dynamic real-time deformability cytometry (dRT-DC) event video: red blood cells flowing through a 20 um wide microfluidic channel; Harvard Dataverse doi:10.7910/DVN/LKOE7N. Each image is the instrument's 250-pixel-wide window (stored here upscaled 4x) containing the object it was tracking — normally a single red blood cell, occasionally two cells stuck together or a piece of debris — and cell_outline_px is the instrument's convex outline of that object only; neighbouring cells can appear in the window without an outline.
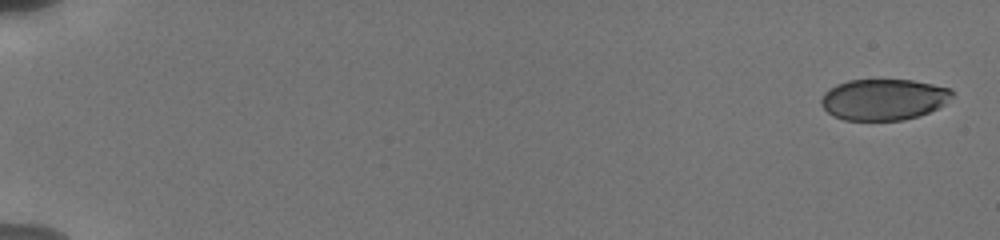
{"species": "human", "species_latin": "Homo sapiens", "temperature_condition": "cold", "stored_images_in_passage": 22, "camera_frame_rate_fps": 3000, "um_per_image_px": 0.085, "donor": {"sex": "male"}, "frame": {"image": 1, "passage_image": 1, "time_ms": 0.0, "image_size_px": [1000, 240], "cell_outline_px": [[956, 92], [944, 104], [928, 112], [904, 120], [844, 120], [832, 116], [820, 104], [820, 100], [824, 92], [828, 88], [836, 84], [848, 80], [912, 80], [952, 88]], "centroid_in_image_um": [75.08, 8.45], "position_along_channel_um": 9.9, "area_um2": 31.56}}
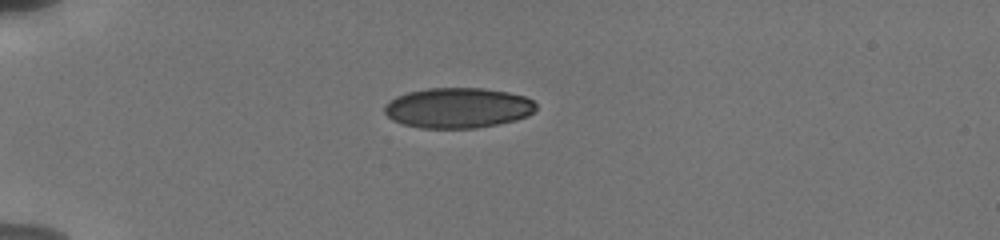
{"frame": {"image": 2, "passage_image": 15, "time_ms": 5.0, "image_size_px": [1000, 240], "cell_outline_px": [[536, 108], [528, 116], [516, 120], [476, 128], [420, 128], [404, 124], [392, 120], [384, 112], [384, 104], [388, 100], [396, 96], [408, 92], [428, 88], [484, 88], [508, 92], [524, 96], [532, 100], [536, 104]], "centroid_in_image_um": [38.9, 9.16], "position_along_channel_um": 46.1, "area_um2": 35.72}}
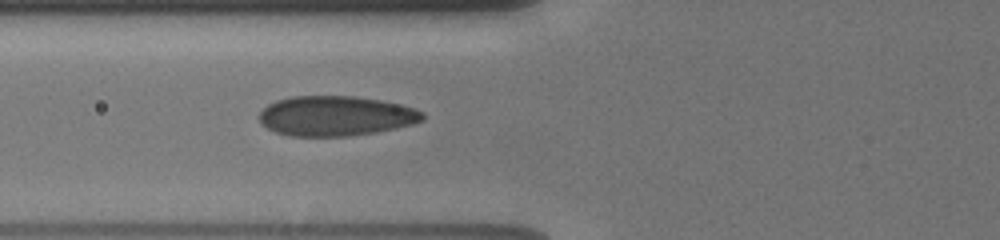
{"frame": {"image": 3, "passage_image": 22, "time_ms": 7.333, "image_size_px": [1000, 240], "cell_outline_px": [[424, 120], [412, 124], [396, 128], [376, 132], [348, 136], [292, 136], [276, 132], [260, 124], [260, 112], [268, 104], [276, 100], [292, 96], [356, 96], [380, 100], [400, 104], [424, 112]], "centroid_in_image_um": [28.54, 9.85], "position_along_channel_um": 97.3, "area_um2": 38.03}}